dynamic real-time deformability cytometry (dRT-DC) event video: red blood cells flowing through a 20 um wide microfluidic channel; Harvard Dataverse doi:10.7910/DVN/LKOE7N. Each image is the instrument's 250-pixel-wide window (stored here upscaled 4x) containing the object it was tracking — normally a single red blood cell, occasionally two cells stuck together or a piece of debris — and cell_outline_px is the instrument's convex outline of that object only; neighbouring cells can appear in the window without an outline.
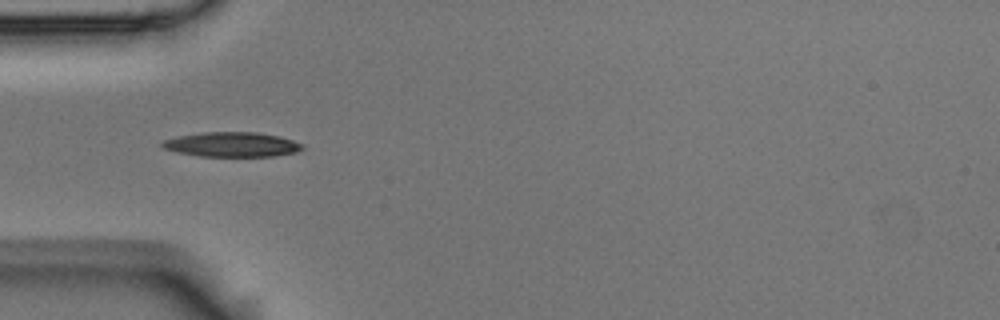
{"species": "Egyptian fruit bat (a non-hibernating species)", "species_latin": "Rousettus aegyptiacus", "temperature_condition": "room temperature", "stored_images_in_passage": 11, "camera_frame_rate_fps": 3000, "um_per_image_px": 0.085, "animal": {"sex": "male"}, "frame": {"image": 1, "passage_image": 4, "time_ms": 1.0, "image_size_px": [1000, 320], "cell_outline_px": [[304, 148], [296, 152], [272, 156], [200, 156], [176, 152], [164, 148], [160, 144], [164, 140], [180, 136], [204, 132], [256, 132], [280, 136], [304, 144]], "centroid_in_image_um": [19.74, 12.28], "position_along_channel_um": 65.3, "area_um2": 20.06}}
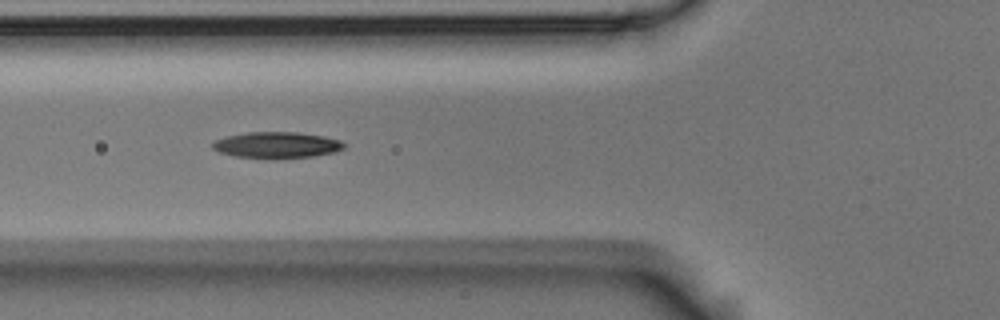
{"frame": {"image": 2, "passage_image": 7, "time_ms": 2.0, "image_size_px": [1000, 320], "cell_outline_px": [[348, 144], [344, 148], [336, 152], [312, 156], [232, 156], [220, 152], [212, 148], [212, 144], [216, 140], [228, 136], [248, 132], [296, 132], [324, 136], [340, 140]], "centroid_in_image_um": [23.58, 12.29], "position_along_channel_um": 102.2, "area_um2": 19.31}}